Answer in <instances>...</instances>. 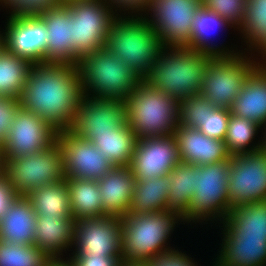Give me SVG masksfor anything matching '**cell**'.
<instances>
[{
	"label": "cell",
	"instance_id": "cell-14",
	"mask_svg": "<svg viewBox=\"0 0 266 266\" xmlns=\"http://www.w3.org/2000/svg\"><path fill=\"white\" fill-rule=\"evenodd\" d=\"M126 124L125 101L84 95L69 131L78 138L90 141L95 135L112 134L115 129Z\"/></svg>",
	"mask_w": 266,
	"mask_h": 266
},
{
	"label": "cell",
	"instance_id": "cell-44",
	"mask_svg": "<svg viewBox=\"0 0 266 266\" xmlns=\"http://www.w3.org/2000/svg\"><path fill=\"white\" fill-rule=\"evenodd\" d=\"M106 1L111 5L113 12L116 16L117 15L121 16V14L125 15L127 11L128 12L126 15H143V14L145 15L151 2V0H106Z\"/></svg>",
	"mask_w": 266,
	"mask_h": 266
},
{
	"label": "cell",
	"instance_id": "cell-40",
	"mask_svg": "<svg viewBox=\"0 0 266 266\" xmlns=\"http://www.w3.org/2000/svg\"><path fill=\"white\" fill-rule=\"evenodd\" d=\"M59 2L60 0H0V6L6 7V12L9 11L11 16H36Z\"/></svg>",
	"mask_w": 266,
	"mask_h": 266
},
{
	"label": "cell",
	"instance_id": "cell-17",
	"mask_svg": "<svg viewBox=\"0 0 266 266\" xmlns=\"http://www.w3.org/2000/svg\"><path fill=\"white\" fill-rule=\"evenodd\" d=\"M181 163L174 135L140 138L130 162L136 181L168 175Z\"/></svg>",
	"mask_w": 266,
	"mask_h": 266
},
{
	"label": "cell",
	"instance_id": "cell-18",
	"mask_svg": "<svg viewBox=\"0 0 266 266\" xmlns=\"http://www.w3.org/2000/svg\"><path fill=\"white\" fill-rule=\"evenodd\" d=\"M2 33V46L12 54L28 59L33 64L44 63L47 30L36 16H11Z\"/></svg>",
	"mask_w": 266,
	"mask_h": 266
},
{
	"label": "cell",
	"instance_id": "cell-20",
	"mask_svg": "<svg viewBox=\"0 0 266 266\" xmlns=\"http://www.w3.org/2000/svg\"><path fill=\"white\" fill-rule=\"evenodd\" d=\"M181 163L209 165L231 158L222 140L210 138L198 129L178 125L173 133Z\"/></svg>",
	"mask_w": 266,
	"mask_h": 266
},
{
	"label": "cell",
	"instance_id": "cell-30",
	"mask_svg": "<svg viewBox=\"0 0 266 266\" xmlns=\"http://www.w3.org/2000/svg\"><path fill=\"white\" fill-rule=\"evenodd\" d=\"M221 223V234H266V200L231 209Z\"/></svg>",
	"mask_w": 266,
	"mask_h": 266
},
{
	"label": "cell",
	"instance_id": "cell-37",
	"mask_svg": "<svg viewBox=\"0 0 266 266\" xmlns=\"http://www.w3.org/2000/svg\"><path fill=\"white\" fill-rule=\"evenodd\" d=\"M216 107L205 97L197 94L179 102V124L185 127L196 128L203 123L208 115Z\"/></svg>",
	"mask_w": 266,
	"mask_h": 266
},
{
	"label": "cell",
	"instance_id": "cell-49",
	"mask_svg": "<svg viewBox=\"0 0 266 266\" xmlns=\"http://www.w3.org/2000/svg\"><path fill=\"white\" fill-rule=\"evenodd\" d=\"M264 128V132H262L263 134V138L261 136L262 139V149H264L266 151V126L263 127Z\"/></svg>",
	"mask_w": 266,
	"mask_h": 266
},
{
	"label": "cell",
	"instance_id": "cell-35",
	"mask_svg": "<svg viewBox=\"0 0 266 266\" xmlns=\"http://www.w3.org/2000/svg\"><path fill=\"white\" fill-rule=\"evenodd\" d=\"M246 52L252 51L266 37V0H247L245 20L239 30Z\"/></svg>",
	"mask_w": 266,
	"mask_h": 266
},
{
	"label": "cell",
	"instance_id": "cell-48",
	"mask_svg": "<svg viewBox=\"0 0 266 266\" xmlns=\"http://www.w3.org/2000/svg\"><path fill=\"white\" fill-rule=\"evenodd\" d=\"M121 266H150L147 262L122 261Z\"/></svg>",
	"mask_w": 266,
	"mask_h": 266
},
{
	"label": "cell",
	"instance_id": "cell-29",
	"mask_svg": "<svg viewBox=\"0 0 266 266\" xmlns=\"http://www.w3.org/2000/svg\"><path fill=\"white\" fill-rule=\"evenodd\" d=\"M169 184V175L136 181L128 213L165 211Z\"/></svg>",
	"mask_w": 266,
	"mask_h": 266
},
{
	"label": "cell",
	"instance_id": "cell-6",
	"mask_svg": "<svg viewBox=\"0 0 266 266\" xmlns=\"http://www.w3.org/2000/svg\"><path fill=\"white\" fill-rule=\"evenodd\" d=\"M125 104L127 124L138 139L172 135L179 125V102L144 81Z\"/></svg>",
	"mask_w": 266,
	"mask_h": 266
},
{
	"label": "cell",
	"instance_id": "cell-15",
	"mask_svg": "<svg viewBox=\"0 0 266 266\" xmlns=\"http://www.w3.org/2000/svg\"><path fill=\"white\" fill-rule=\"evenodd\" d=\"M121 219L119 216L83 218L75 222L74 240L71 254L92 256L121 255Z\"/></svg>",
	"mask_w": 266,
	"mask_h": 266
},
{
	"label": "cell",
	"instance_id": "cell-4",
	"mask_svg": "<svg viewBox=\"0 0 266 266\" xmlns=\"http://www.w3.org/2000/svg\"><path fill=\"white\" fill-rule=\"evenodd\" d=\"M120 219L122 260L129 262H149L157 255L175 249L168 246L167 241L176 224L183 222L177 212L170 210L128 213Z\"/></svg>",
	"mask_w": 266,
	"mask_h": 266
},
{
	"label": "cell",
	"instance_id": "cell-28",
	"mask_svg": "<svg viewBox=\"0 0 266 266\" xmlns=\"http://www.w3.org/2000/svg\"><path fill=\"white\" fill-rule=\"evenodd\" d=\"M26 197L31 202L36 215H48L57 218L72 217L69 190L65 179L61 182L35 188Z\"/></svg>",
	"mask_w": 266,
	"mask_h": 266
},
{
	"label": "cell",
	"instance_id": "cell-12",
	"mask_svg": "<svg viewBox=\"0 0 266 266\" xmlns=\"http://www.w3.org/2000/svg\"><path fill=\"white\" fill-rule=\"evenodd\" d=\"M266 200V151L231 156L228 202L231 209Z\"/></svg>",
	"mask_w": 266,
	"mask_h": 266
},
{
	"label": "cell",
	"instance_id": "cell-26",
	"mask_svg": "<svg viewBox=\"0 0 266 266\" xmlns=\"http://www.w3.org/2000/svg\"><path fill=\"white\" fill-rule=\"evenodd\" d=\"M225 27L232 28V26L217 13L207 10L205 7L201 6L193 20L190 49L213 57L232 56L240 53V51H243L240 49L239 51L238 49L234 50L232 46L229 50L226 46H218V44L216 45V43L212 41L214 38V32L215 34L217 31L221 32L222 30H225Z\"/></svg>",
	"mask_w": 266,
	"mask_h": 266
},
{
	"label": "cell",
	"instance_id": "cell-42",
	"mask_svg": "<svg viewBox=\"0 0 266 266\" xmlns=\"http://www.w3.org/2000/svg\"><path fill=\"white\" fill-rule=\"evenodd\" d=\"M185 252L173 249L166 253H162L147 262L150 266H198L192 257ZM196 263V264H195Z\"/></svg>",
	"mask_w": 266,
	"mask_h": 266
},
{
	"label": "cell",
	"instance_id": "cell-19",
	"mask_svg": "<svg viewBox=\"0 0 266 266\" xmlns=\"http://www.w3.org/2000/svg\"><path fill=\"white\" fill-rule=\"evenodd\" d=\"M47 30V46L44 63L78 65L73 56V20L66 3H58L48 11L37 15Z\"/></svg>",
	"mask_w": 266,
	"mask_h": 266
},
{
	"label": "cell",
	"instance_id": "cell-21",
	"mask_svg": "<svg viewBox=\"0 0 266 266\" xmlns=\"http://www.w3.org/2000/svg\"><path fill=\"white\" fill-rule=\"evenodd\" d=\"M222 237V248L213 266H266V234H223Z\"/></svg>",
	"mask_w": 266,
	"mask_h": 266
},
{
	"label": "cell",
	"instance_id": "cell-36",
	"mask_svg": "<svg viewBox=\"0 0 266 266\" xmlns=\"http://www.w3.org/2000/svg\"><path fill=\"white\" fill-rule=\"evenodd\" d=\"M52 259L35 245L0 240V266H47Z\"/></svg>",
	"mask_w": 266,
	"mask_h": 266
},
{
	"label": "cell",
	"instance_id": "cell-24",
	"mask_svg": "<svg viewBox=\"0 0 266 266\" xmlns=\"http://www.w3.org/2000/svg\"><path fill=\"white\" fill-rule=\"evenodd\" d=\"M231 114L266 126V67L256 66L230 108Z\"/></svg>",
	"mask_w": 266,
	"mask_h": 266
},
{
	"label": "cell",
	"instance_id": "cell-2",
	"mask_svg": "<svg viewBox=\"0 0 266 266\" xmlns=\"http://www.w3.org/2000/svg\"><path fill=\"white\" fill-rule=\"evenodd\" d=\"M165 45L145 15H117L104 49L113 53L144 79L159 60Z\"/></svg>",
	"mask_w": 266,
	"mask_h": 266
},
{
	"label": "cell",
	"instance_id": "cell-46",
	"mask_svg": "<svg viewBox=\"0 0 266 266\" xmlns=\"http://www.w3.org/2000/svg\"><path fill=\"white\" fill-rule=\"evenodd\" d=\"M251 52L252 54L257 52L258 55L256 54L255 56L259 57L261 55L262 59L264 60H260L257 57L256 59L259 60L257 62V66L266 67V37Z\"/></svg>",
	"mask_w": 266,
	"mask_h": 266
},
{
	"label": "cell",
	"instance_id": "cell-13",
	"mask_svg": "<svg viewBox=\"0 0 266 266\" xmlns=\"http://www.w3.org/2000/svg\"><path fill=\"white\" fill-rule=\"evenodd\" d=\"M59 131L40 116L21 107L16 112L7 138L0 145L1 159L27 156L52 147Z\"/></svg>",
	"mask_w": 266,
	"mask_h": 266
},
{
	"label": "cell",
	"instance_id": "cell-9",
	"mask_svg": "<svg viewBox=\"0 0 266 266\" xmlns=\"http://www.w3.org/2000/svg\"><path fill=\"white\" fill-rule=\"evenodd\" d=\"M0 169L7 175L16 192L22 196L40 186L65 179L62 148L58 142L38 153L1 159Z\"/></svg>",
	"mask_w": 266,
	"mask_h": 266
},
{
	"label": "cell",
	"instance_id": "cell-39",
	"mask_svg": "<svg viewBox=\"0 0 266 266\" xmlns=\"http://www.w3.org/2000/svg\"><path fill=\"white\" fill-rule=\"evenodd\" d=\"M230 114V109L215 108L212 112H208L204 122L200 123L195 129L210 138L224 141Z\"/></svg>",
	"mask_w": 266,
	"mask_h": 266
},
{
	"label": "cell",
	"instance_id": "cell-25",
	"mask_svg": "<svg viewBox=\"0 0 266 266\" xmlns=\"http://www.w3.org/2000/svg\"><path fill=\"white\" fill-rule=\"evenodd\" d=\"M36 213L26 196L20 195L0 221V240L34 245Z\"/></svg>",
	"mask_w": 266,
	"mask_h": 266
},
{
	"label": "cell",
	"instance_id": "cell-51",
	"mask_svg": "<svg viewBox=\"0 0 266 266\" xmlns=\"http://www.w3.org/2000/svg\"><path fill=\"white\" fill-rule=\"evenodd\" d=\"M2 31H0V48L2 47Z\"/></svg>",
	"mask_w": 266,
	"mask_h": 266
},
{
	"label": "cell",
	"instance_id": "cell-5",
	"mask_svg": "<svg viewBox=\"0 0 266 266\" xmlns=\"http://www.w3.org/2000/svg\"><path fill=\"white\" fill-rule=\"evenodd\" d=\"M84 95L125 101L143 79L113 53L102 48L82 57L77 65Z\"/></svg>",
	"mask_w": 266,
	"mask_h": 266
},
{
	"label": "cell",
	"instance_id": "cell-43",
	"mask_svg": "<svg viewBox=\"0 0 266 266\" xmlns=\"http://www.w3.org/2000/svg\"><path fill=\"white\" fill-rule=\"evenodd\" d=\"M71 255L69 253L67 260L72 266H121L123 261L122 257L92 256L91 253Z\"/></svg>",
	"mask_w": 266,
	"mask_h": 266
},
{
	"label": "cell",
	"instance_id": "cell-11",
	"mask_svg": "<svg viewBox=\"0 0 266 266\" xmlns=\"http://www.w3.org/2000/svg\"><path fill=\"white\" fill-rule=\"evenodd\" d=\"M201 6V0H151L145 17L165 47L190 48L193 20Z\"/></svg>",
	"mask_w": 266,
	"mask_h": 266
},
{
	"label": "cell",
	"instance_id": "cell-23",
	"mask_svg": "<svg viewBox=\"0 0 266 266\" xmlns=\"http://www.w3.org/2000/svg\"><path fill=\"white\" fill-rule=\"evenodd\" d=\"M75 222L73 217L37 215L34 245L52 260L63 259L64 252L73 246Z\"/></svg>",
	"mask_w": 266,
	"mask_h": 266
},
{
	"label": "cell",
	"instance_id": "cell-50",
	"mask_svg": "<svg viewBox=\"0 0 266 266\" xmlns=\"http://www.w3.org/2000/svg\"><path fill=\"white\" fill-rule=\"evenodd\" d=\"M74 1H77V0H60V3H70Z\"/></svg>",
	"mask_w": 266,
	"mask_h": 266
},
{
	"label": "cell",
	"instance_id": "cell-1",
	"mask_svg": "<svg viewBox=\"0 0 266 266\" xmlns=\"http://www.w3.org/2000/svg\"><path fill=\"white\" fill-rule=\"evenodd\" d=\"M83 96L77 66L38 63L30 71L19 103L60 132L72 127Z\"/></svg>",
	"mask_w": 266,
	"mask_h": 266
},
{
	"label": "cell",
	"instance_id": "cell-3",
	"mask_svg": "<svg viewBox=\"0 0 266 266\" xmlns=\"http://www.w3.org/2000/svg\"><path fill=\"white\" fill-rule=\"evenodd\" d=\"M212 58L187 47H165L143 81L180 102L200 93L203 73Z\"/></svg>",
	"mask_w": 266,
	"mask_h": 266
},
{
	"label": "cell",
	"instance_id": "cell-8",
	"mask_svg": "<svg viewBox=\"0 0 266 266\" xmlns=\"http://www.w3.org/2000/svg\"><path fill=\"white\" fill-rule=\"evenodd\" d=\"M245 52L241 51L232 56L213 57L208 62L199 94L216 108H231L246 78L257 66L255 54L247 52L249 56Z\"/></svg>",
	"mask_w": 266,
	"mask_h": 266
},
{
	"label": "cell",
	"instance_id": "cell-41",
	"mask_svg": "<svg viewBox=\"0 0 266 266\" xmlns=\"http://www.w3.org/2000/svg\"><path fill=\"white\" fill-rule=\"evenodd\" d=\"M19 107V99L10 96H0V145L7 138Z\"/></svg>",
	"mask_w": 266,
	"mask_h": 266
},
{
	"label": "cell",
	"instance_id": "cell-10",
	"mask_svg": "<svg viewBox=\"0 0 266 266\" xmlns=\"http://www.w3.org/2000/svg\"><path fill=\"white\" fill-rule=\"evenodd\" d=\"M73 20V56L79 61L102 48L115 18L106 0H81L66 3Z\"/></svg>",
	"mask_w": 266,
	"mask_h": 266
},
{
	"label": "cell",
	"instance_id": "cell-34",
	"mask_svg": "<svg viewBox=\"0 0 266 266\" xmlns=\"http://www.w3.org/2000/svg\"><path fill=\"white\" fill-rule=\"evenodd\" d=\"M261 127L249 119L230 114L227 134L224 140L231 156L250 153L262 148V140L254 143ZM252 145V146H251Z\"/></svg>",
	"mask_w": 266,
	"mask_h": 266
},
{
	"label": "cell",
	"instance_id": "cell-45",
	"mask_svg": "<svg viewBox=\"0 0 266 266\" xmlns=\"http://www.w3.org/2000/svg\"><path fill=\"white\" fill-rule=\"evenodd\" d=\"M19 196L10 184L7 175L0 169V221L9 211L11 204Z\"/></svg>",
	"mask_w": 266,
	"mask_h": 266
},
{
	"label": "cell",
	"instance_id": "cell-33",
	"mask_svg": "<svg viewBox=\"0 0 266 266\" xmlns=\"http://www.w3.org/2000/svg\"><path fill=\"white\" fill-rule=\"evenodd\" d=\"M170 178L166 210L182 216L188 209L195 192V165L180 163L168 174Z\"/></svg>",
	"mask_w": 266,
	"mask_h": 266
},
{
	"label": "cell",
	"instance_id": "cell-16",
	"mask_svg": "<svg viewBox=\"0 0 266 266\" xmlns=\"http://www.w3.org/2000/svg\"><path fill=\"white\" fill-rule=\"evenodd\" d=\"M57 142L62 148L66 178L97 181L114 167L94 144L76 137L69 130L60 131Z\"/></svg>",
	"mask_w": 266,
	"mask_h": 266
},
{
	"label": "cell",
	"instance_id": "cell-47",
	"mask_svg": "<svg viewBox=\"0 0 266 266\" xmlns=\"http://www.w3.org/2000/svg\"><path fill=\"white\" fill-rule=\"evenodd\" d=\"M67 258L68 257H66V260L65 258L52 260L47 266H72L71 263L67 260Z\"/></svg>",
	"mask_w": 266,
	"mask_h": 266
},
{
	"label": "cell",
	"instance_id": "cell-27",
	"mask_svg": "<svg viewBox=\"0 0 266 266\" xmlns=\"http://www.w3.org/2000/svg\"><path fill=\"white\" fill-rule=\"evenodd\" d=\"M72 217L83 218L108 216L102 205V194L96 180L66 178Z\"/></svg>",
	"mask_w": 266,
	"mask_h": 266
},
{
	"label": "cell",
	"instance_id": "cell-22",
	"mask_svg": "<svg viewBox=\"0 0 266 266\" xmlns=\"http://www.w3.org/2000/svg\"><path fill=\"white\" fill-rule=\"evenodd\" d=\"M135 183L129 166H114L97 180L102 205L108 215L122 217L128 214Z\"/></svg>",
	"mask_w": 266,
	"mask_h": 266
},
{
	"label": "cell",
	"instance_id": "cell-31",
	"mask_svg": "<svg viewBox=\"0 0 266 266\" xmlns=\"http://www.w3.org/2000/svg\"><path fill=\"white\" fill-rule=\"evenodd\" d=\"M137 141L128 124L115 129L112 134L95 135L90 140L114 166H130Z\"/></svg>",
	"mask_w": 266,
	"mask_h": 266
},
{
	"label": "cell",
	"instance_id": "cell-38",
	"mask_svg": "<svg viewBox=\"0 0 266 266\" xmlns=\"http://www.w3.org/2000/svg\"><path fill=\"white\" fill-rule=\"evenodd\" d=\"M202 6L224 18L232 28L240 29L245 20L247 0H201Z\"/></svg>",
	"mask_w": 266,
	"mask_h": 266
},
{
	"label": "cell",
	"instance_id": "cell-7",
	"mask_svg": "<svg viewBox=\"0 0 266 266\" xmlns=\"http://www.w3.org/2000/svg\"><path fill=\"white\" fill-rule=\"evenodd\" d=\"M230 164L231 158L209 165H195V192L187 211L181 216V224H208L207 221L213 223L214 220L221 224L231 210L228 202Z\"/></svg>",
	"mask_w": 266,
	"mask_h": 266
},
{
	"label": "cell",
	"instance_id": "cell-32",
	"mask_svg": "<svg viewBox=\"0 0 266 266\" xmlns=\"http://www.w3.org/2000/svg\"><path fill=\"white\" fill-rule=\"evenodd\" d=\"M33 65L28 59L12 54L2 46L0 48V96L19 99Z\"/></svg>",
	"mask_w": 266,
	"mask_h": 266
}]
</instances>
